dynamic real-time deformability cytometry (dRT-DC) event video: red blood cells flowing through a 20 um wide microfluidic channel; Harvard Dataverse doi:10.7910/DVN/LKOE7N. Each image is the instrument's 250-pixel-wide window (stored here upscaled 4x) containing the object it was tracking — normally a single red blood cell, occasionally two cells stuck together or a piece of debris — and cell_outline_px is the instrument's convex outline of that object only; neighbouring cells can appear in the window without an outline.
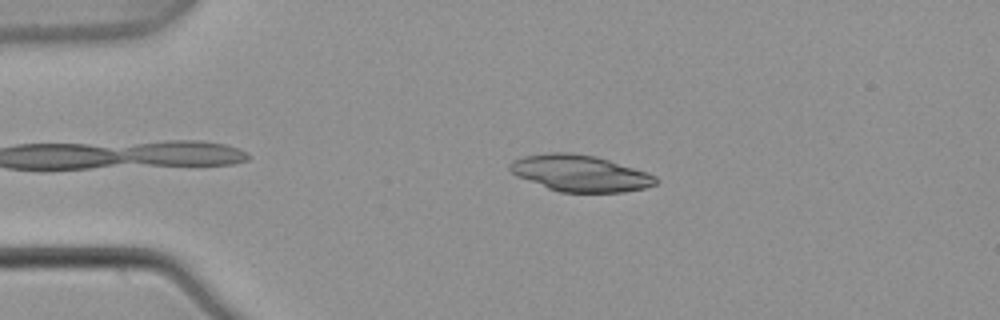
{"species": "common noctule bat (a hibernating species)", "species_latin": "Nyctalus noctula", "temperature_condition": "warm", "stored_images_in_passage": 4, "camera_frame_rate_fps": 3000, "um_per_image_px": 0.085, "animal": {"sex": "male", "body_mass_g": 21.5, "forearm_length_mm": 52.0}, "frame": {"image": 1, "passage_image": 3, "time_ms": 0.667, "image_size_px": [1000, 320], "cell_outline_px": [[656, 184], [644, 188], [624, 192], [560, 192], [548, 188], [516, 176], [508, 168], [512, 160], [524, 156], [548, 152], [572, 152], [596, 156], [648, 172], [656, 176]], "centroid_in_image_um": [49.29, 14.72], "position_along_channel_um": 35.7, "area_um2": 30.98}}